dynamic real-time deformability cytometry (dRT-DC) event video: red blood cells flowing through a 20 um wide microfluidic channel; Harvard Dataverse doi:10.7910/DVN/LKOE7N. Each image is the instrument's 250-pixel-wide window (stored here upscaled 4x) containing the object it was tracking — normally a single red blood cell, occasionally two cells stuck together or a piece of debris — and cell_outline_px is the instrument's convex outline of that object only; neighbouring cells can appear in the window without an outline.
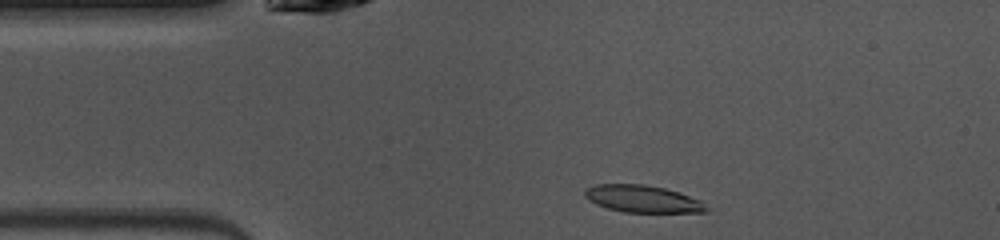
{"species": "common noctule bat (a hibernating species)", "species_latin": "Nyctalus noctula", "temperature_condition": "warm", "stored_images_in_passage": 41, "camera_frame_rate_fps": 3000, "um_per_image_px": 0.085, "animal": {"sex": "female", "body_mass_g": 10.0, "forearm_length_mm": 53.1}, "frame": {"image": 1, "passage_image": 2, "time_ms": 0.333, "image_size_px": [1000, 240], "cell_outline_px": [[708, 212], [624, 212], [608, 208], [596, 204], [588, 200], [584, 196], [584, 188], [596, 184], [644, 184], [664, 188], [700, 200], [708, 208]], "centroid_in_image_um": [54.57, 16.9], "position_along_channel_um": 30.4, "area_um2": 19.13}}
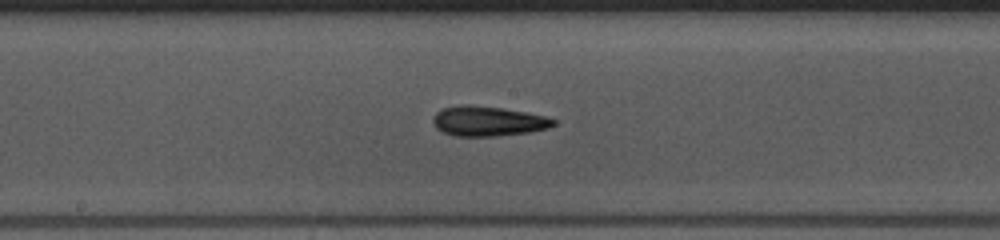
{"frame": {"image": 2, "passage_image": 17, "time_ms": 5.333, "image_size_px": [1000, 240], "cell_outline_px": [[556, 124], [548, 128], [532, 132], [496, 136], [456, 136], [440, 132], [432, 124], [432, 116], [440, 108], [456, 104], [468, 104], [504, 108], [544, 116], [556, 120]], "centroid_in_image_um": [41.41, 10.29], "position_along_channel_um": 206.8, "area_um2": 21.44}}
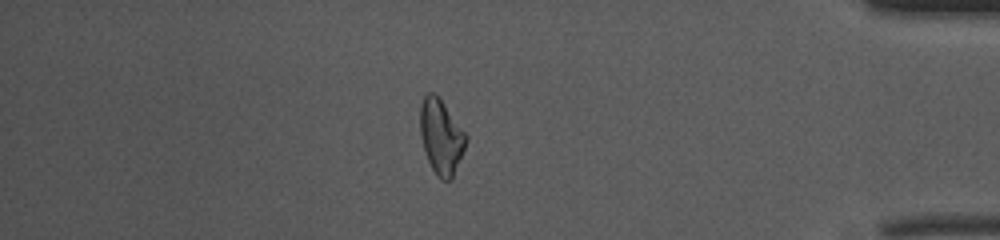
{"frame": {"image": 3, "passage_image": 34, "time_ms": 11.0, "image_size_px": [1000, 240], "cell_outline_px": [[468, 140], [452, 180], [440, 180], [436, 176], [428, 160], [420, 136], [420, 104], [424, 96], [428, 92], [432, 92], [440, 100], [468, 136]], "centroid_in_image_um": [37.49, 11.66], "position_along_channel_um": 397.7, "area_um2": 19.83}, "authors_computed_cell_mechanics": {"area_um2": 19.9988, "velocity_mm_per_s": 4.1074, "shape_relaxation_time_tau1_ms": 6.8955, "shape_relaxation_time_tau2_ms": 3.3459, "deformation_change_tau1": 0.223, "deformation_change_tau2": 0.136}}